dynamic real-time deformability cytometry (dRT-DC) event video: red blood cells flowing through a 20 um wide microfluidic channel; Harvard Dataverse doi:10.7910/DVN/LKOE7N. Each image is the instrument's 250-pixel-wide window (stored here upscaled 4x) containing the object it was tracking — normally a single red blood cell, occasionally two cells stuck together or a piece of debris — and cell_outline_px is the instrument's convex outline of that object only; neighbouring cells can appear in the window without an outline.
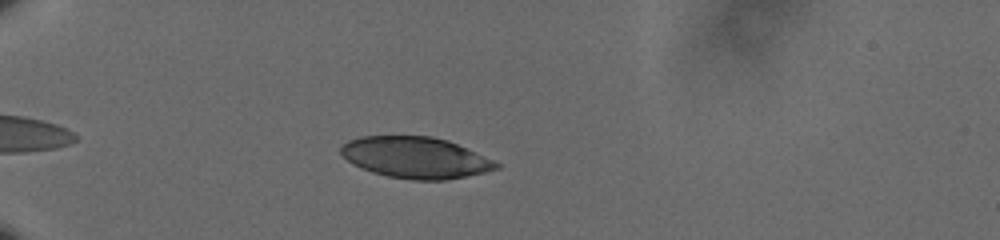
{"species": "human", "species_latin": "Homo sapiens", "temperature_condition": "cold", "stored_images_in_passage": 42, "camera_frame_rate_fps": 3000, "um_per_image_px": 0.085, "donor": {"sex": "male"}, "frame": {"image": 1, "passage_image": 8, "time_ms": 2.333, "image_size_px": [1000, 240], "cell_outline_px": [[500, 168], [484, 172], [444, 180], [412, 180], [388, 176], [372, 172], [352, 164], [340, 152], [340, 148], [348, 140], [360, 136], [432, 136], [448, 140], [492, 160], [500, 164]], "centroid_in_image_um": [35.29, 13.39], "position_along_channel_um": 49.7, "area_um2": 37.05}}
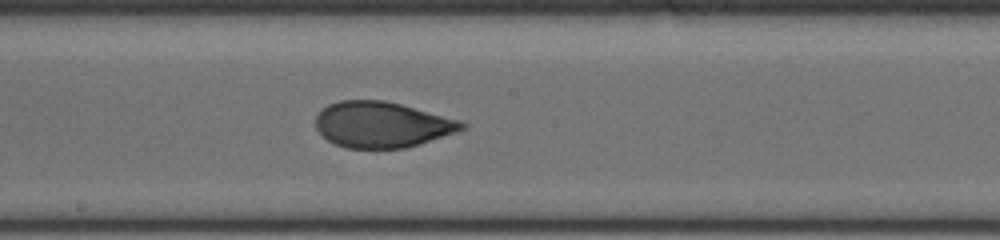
{"frame": {"image": 2, "passage_image": 25, "time_ms": 8.0, "image_size_px": [1000, 240], "cell_outline_px": [[468, 128], [420, 144], [404, 148], [348, 148], [336, 144], [328, 140], [316, 128], [316, 116], [328, 104], [340, 100], [384, 100], [400, 104], [460, 120], [468, 124]], "centroid_in_image_um": [32.49, 10.59], "position_along_channel_um": 215.7, "area_um2": 38.84}}
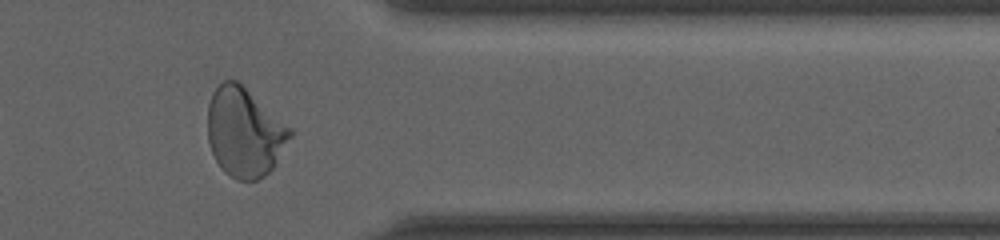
{"frame": {"image": 3, "passage_image": 40, "time_ms": 13.0, "image_size_px": [1000, 240], "cell_outline_px": [[292, 136], [272, 168], [264, 176], [256, 180], [236, 180], [224, 172], [216, 160], [212, 152], [208, 140], [208, 104], [212, 92], [224, 80], [236, 80], [292, 128]], "centroid_in_image_um": [20.77, 11.25], "position_along_channel_um": 390.6, "area_um2": 42.48}, "authors_computed_cell_mechanics": {"area_um2": 39.6508, "velocity_mm_per_s": 3.6094, "shape_relaxation_time_tau1_ms": 5.8377, "shape_relaxation_time_tau2_ms": 0.9754, "deformation_change_tau1": 0.1653, "deformation_change_tau2": 0.0519}}